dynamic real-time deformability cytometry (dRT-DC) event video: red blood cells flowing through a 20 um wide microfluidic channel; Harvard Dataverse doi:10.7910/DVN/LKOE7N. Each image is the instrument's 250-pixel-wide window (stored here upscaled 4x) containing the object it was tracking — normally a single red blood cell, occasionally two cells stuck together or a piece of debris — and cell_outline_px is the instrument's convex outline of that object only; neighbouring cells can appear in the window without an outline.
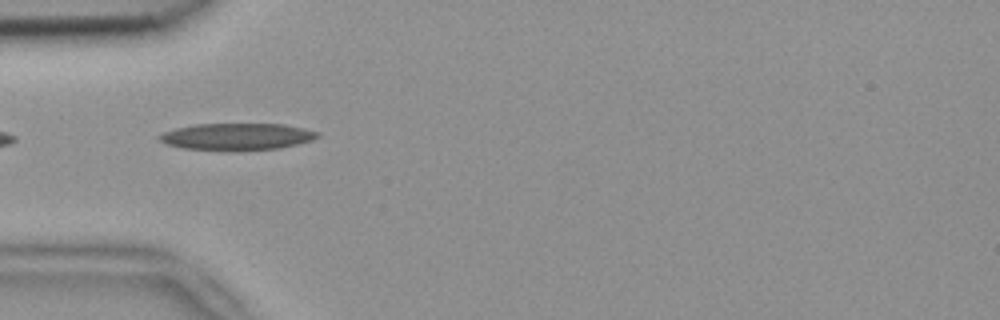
{"species": "common noctule bat (a hibernating species)", "species_latin": "Nyctalus noctula", "temperature_condition": "room temperature", "stored_images_in_passage": 8, "camera_frame_rate_fps": 3000, "um_per_image_px": 0.085, "animal": {"sex": "female", "body_mass_g": 18.4}, "frame": {"image": 1, "passage_image": 5, "time_ms": 1.333, "image_size_px": [1000, 320], "cell_outline_px": [[320, 136], [312, 140], [280, 148], [236, 152], [232, 152], [184, 148], [168, 144], [160, 140], [156, 136], [164, 132], [176, 128], [196, 124], [284, 124], [304, 128], [320, 132]], "centroid_in_image_um": [20.16, 11.63], "position_along_channel_um": 64.8, "area_um2": 25.14}}
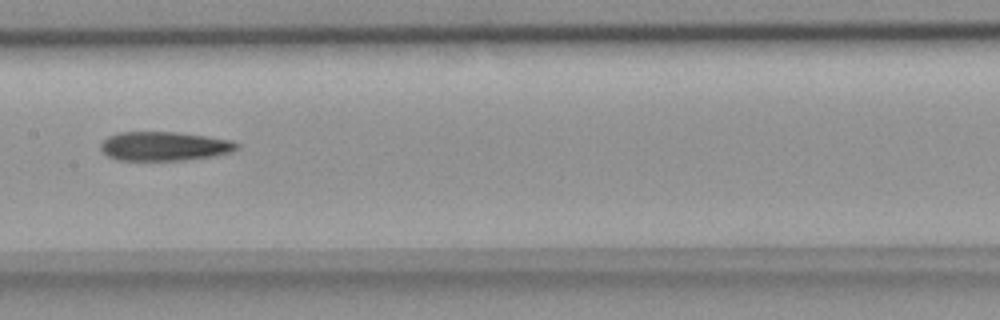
{"frame": {"image": 2, "passage_image": 8, "time_ms": 2.333, "image_size_px": [1000, 320], "cell_outline_px": [[240, 148], [232, 152], [216, 156], [184, 160], [120, 160], [108, 156], [100, 148], [100, 144], [108, 136], [120, 132], [176, 132], [232, 140], [240, 144]], "centroid_in_image_um": [14.01, 12.43], "position_along_channel_um": 193.4, "area_um2": 23.12}}